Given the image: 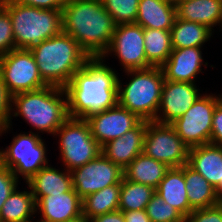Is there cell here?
<instances>
[{"instance_id": "6da1fadb", "label": "cell", "mask_w": 222, "mask_h": 222, "mask_svg": "<svg viewBox=\"0 0 222 222\" xmlns=\"http://www.w3.org/2000/svg\"><path fill=\"white\" fill-rule=\"evenodd\" d=\"M117 87V71L107 66L101 57H90L64 88L69 117L86 119L115 107Z\"/></svg>"}, {"instance_id": "7a4b0ae2", "label": "cell", "mask_w": 222, "mask_h": 222, "mask_svg": "<svg viewBox=\"0 0 222 222\" xmlns=\"http://www.w3.org/2000/svg\"><path fill=\"white\" fill-rule=\"evenodd\" d=\"M116 24L101 0H65L62 31L90 57H101L109 48Z\"/></svg>"}, {"instance_id": "3957f363", "label": "cell", "mask_w": 222, "mask_h": 222, "mask_svg": "<svg viewBox=\"0 0 222 222\" xmlns=\"http://www.w3.org/2000/svg\"><path fill=\"white\" fill-rule=\"evenodd\" d=\"M11 107L9 125L1 130L0 136L13 129L12 117L21 116L37 131V134L45 132L53 137L58 128L69 118L66 91L55 86L14 94Z\"/></svg>"}, {"instance_id": "277c9868", "label": "cell", "mask_w": 222, "mask_h": 222, "mask_svg": "<svg viewBox=\"0 0 222 222\" xmlns=\"http://www.w3.org/2000/svg\"><path fill=\"white\" fill-rule=\"evenodd\" d=\"M37 64L42 80L48 86L65 88L73 75L90 56L67 33L59 34L29 49Z\"/></svg>"}, {"instance_id": "5b68a950", "label": "cell", "mask_w": 222, "mask_h": 222, "mask_svg": "<svg viewBox=\"0 0 222 222\" xmlns=\"http://www.w3.org/2000/svg\"><path fill=\"white\" fill-rule=\"evenodd\" d=\"M129 83L118 76V105L135 113L141 120L155 121L161 102L164 73L161 67L124 71Z\"/></svg>"}, {"instance_id": "8992f818", "label": "cell", "mask_w": 222, "mask_h": 222, "mask_svg": "<svg viewBox=\"0 0 222 222\" xmlns=\"http://www.w3.org/2000/svg\"><path fill=\"white\" fill-rule=\"evenodd\" d=\"M12 20L15 49H30L62 31V10L20 5L2 0Z\"/></svg>"}, {"instance_id": "52a82bcc", "label": "cell", "mask_w": 222, "mask_h": 222, "mask_svg": "<svg viewBox=\"0 0 222 222\" xmlns=\"http://www.w3.org/2000/svg\"><path fill=\"white\" fill-rule=\"evenodd\" d=\"M12 140L7 148L0 149V164L9 168L18 180L21 176L28 182L49 163L45 140L33 131L21 132Z\"/></svg>"}, {"instance_id": "ba28073f", "label": "cell", "mask_w": 222, "mask_h": 222, "mask_svg": "<svg viewBox=\"0 0 222 222\" xmlns=\"http://www.w3.org/2000/svg\"><path fill=\"white\" fill-rule=\"evenodd\" d=\"M59 138L60 158L68 171L94 160L101 153V146L91 134L85 119L69 117L55 132Z\"/></svg>"}, {"instance_id": "9c48e42d", "label": "cell", "mask_w": 222, "mask_h": 222, "mask_svg": "<svg viewBox=\"0 0 222 222\" xmlns=\"http://www.w3.org/2000/svg\"><path fill=\"white\" fill-rule=\"evenodd\" d=\"M221 94L203 93L182 116L170 123L189 148L210 143L213 113Z\"/></svg>"}, {"instance_id": "30bf717a", "label": "cell", "mask_w": 222, "mask_h": 222, "mask_svg": "<svg viewBox=\"0 0 222 222\" xmlns=\"http://www.w3.org/2000/svg\"><path fill=\"white\" fill-rule=\"evenodd\" d=\"M0 75L12 96L48 86L42 80L35 58L29 49L16 48L1 56Z\"/></svg>"}, {"instance_id": "8fae6325", "label": "cell", "mask_w": 222, "mask_h": 222, "mask_svg": "<svg viewBox=\"0 0 222 222\" xmlns=\"http://www.w3.org/2000/svg\"><path fill=\"white\" fill-rule=\"evenodd\" d=\"M143 153L170 168L186 165L189 147L170 124L146 121Z\"/></svg>"}, {"instance_id": "7c38bea8", "label": "cell", "mask_w": 222, "mask_h": 222, "mask_svg": "<svg viewBox=\"0 0 222 222\" xmlns=\"http://www.w3.org/2000/svg\"><path fill=\"white\" fill-rule=\"evenodd\" d=\"M114 55L123 66V71L147 69L152 67L144 49V29L136 23L116 25L109 48L101 58Z\"/></svg>"}, {"instance_id": "4fadbf2b", "label": "cell", "mask_w": 222, "mask_h": 222, "mask_svg": "<svg viewBox=\"0 0 222 222\" xmlns=\"http://www.w3.org/2000/svg\"><path fill=\"white\" fill-rule=\"evenodd\" d=\"M72 187L83 199L105 187L121 183L123 170L111 162L102 152L83 166L70 171Z\"/></svg>"}, {"instance_id": "5bb4252c", "label": "cell", "mask_w": 222, "mask_h": 222, "mask_svg": "<svg viewBox=\"0 0 222 222\" xmlns=\"http://www.w3.org/2000/svg\"><path fill=\"white\" fill-rule=\"evenodd\" d=\"M94 139L102 147L107 142L123 136L134 129L142 120L133 112L116 105L85 119Z\"/></svg>"}, {"instance_id": "9a60e30c", "label": "cell", "mask_w": 222, "mask_h": 222, "mask_svg": "<svg viewBox=\"0 0 222 222\" xmlns=\"http://www.w3.org/2000/svg\"><path fill=\"white\" fill-rule=\"evenodd\" d=\"M199 90L196 83L165 80L155 122L170 124L182 116L202 95Z\"/></svg>"}, {"instance_id": "2e32d148", "label": "cell", "mask_w": 222, "mask_h": 222, "mask_svg": "<svg viewBox=\"0 0 222 222\" xmlns=\"http://www.w3.org/2000/svg\"><path fill=\"white\" fill-rule=\"evenodd\" d=\"M202 47L173 49L167 61L161 66L164 79L168 81L195 83L202 65L208 66L202 58ZM204 63V64H203Z\"/></svg>"}, {"instance_id": "e0dca14e", "label": "cell", "mask_w": 222, "mask_h": 222, "mask_svg": "<svg viewBox=\"0 0 222 222\" xmlns=\"http://www.w3.org/2000/svg\"><path fill=\"white\" fill-rule=\"evenodd\" d=\"M145 135L146 120H142L134 129L103 145L101 152L124 170L138 155L143 153Z\"/></svg>"}, {"instance_id": "ac0fdd59", "label": "cell", "mask_w": 222, "mask_h": 222, "mask_svg": "<svg viewBox=\"0 0 222 222\" xmlns=\"http://www.w3.org/2000/svg\"><path fill=\"white\" fill-rule=\"evenodd\" d=\"M38 222H64L82 216V198L72 188L68 192L42 197L36 203Z\"/></svg>"}, {"instance_id": "d6986e66", "label": "cell", "mask_w": 222, "mask_h": 222, "mask_svg": "<svg viewBox=\"0 0 222 222\" xmlns=\"http://www.w3.org/2000/svg\"><path fill=\"white\" fill-rule=\"evenodd\" d=\"M187 165L215 188L222 182V146L209 143L189 148Z\"/></svg>"}, {"instance_id": "ffe728a7", "label": "cell", "mask_w": 222, "mask_h": 222, "mask_svg": "<svg viewBox=\"0 0 222 222\" xmlns=\"http://www.w3.org/2000/svg\"><path fill=\"white\" fill-rule=\"evenodd\" d=\"M136 24L143 29L171 30L176 15V5L171 0H140Z\"/></svg>"}, {"instance_id": "44dd1931", "label": "cell", "mask_w": 222, "mask_h": 222, "mask_svg": "<svg viewBox=\"0 0 222 222\" xmlns=\"http://www.w3.org/2000/svg\"><path fill=\"white\" fill-rule=\"evenodd\" d=\"M26 184L36 203L42 197L68 192L73 188L70 171L56 169L50 164L39 170Z\"/></svg>"}, {"instance_id": "7402d4cb", "label": "cell", "mask_w": 222, "mask_h": 222, "mask_svg": "<svg viewBox=\"0 0 222 222\" xmlns=\"http://www.w3.org/2000/svg\"><path fill=\"white\" fill-rule=\"evenodd\" d=\"M177 18L200 23L213 32L222 24V0H186L176 4Z\"/></svg>"}, {"instance_id": "603a6c76", "label": "cell", "mask_w": 222, "mask_h": 222, "mask_svg": "<svg viewBox=\"0 0 222 222\" xmlns=\"http://www.w3.org/2000/svg\"><path fill=\"white\" fill-rule=\"evenodd\" d=\"M185 185L183 165L177 168H170L155 192L160 195L164 202L172 205L187 218L193 209L190 207Z\"/></svg>"}, {"instance_id": "cb8c5ba5", "label": "cell", "mask_w": 222, "mask_h": 222, "mask_svg": "<svg viewBox=\"0 0 222 222\" xmlns=\"http://www.w3.org/2000/svg\"><path fill=\"white\" fill-rule=\"evenodd\" d=\"M169 169L166 164L141 153L123 170V174L129 181L144 184L156 190Z\"/></svg>"}, {"instance_id": "d4e9b609", "label": "cell", "mask_w": 222, "mask_h": 222, "mask_svg": "<svg viewBox=\"0 0 222 222\" xmlns=\"http://www.w3.org/2000/svg\"><path fill=\"white\" fill-rule=\"evenodd\" d=\"M24 191L17 188L9 195L0 212V222H34L36 202L29 186Z\"/></svg>"}, {"instance_id": "484cf974", "label": "cell", "mask_w": 222, "mask_h": 222, "mask_svg": "<svg viewBox=\"0 0 222 222\" xmlns=\"http://www.w3.org/2000/svg\"><path fill=\"white\" fill-rule=\"evenodd\" d=\"M184 179L190 207L203 209L219 204L214 187L198 172L184 165Z\"/></svg>"}, {"instance_id": "4316f807", "label": "cell", "mask_w": 222, "mask_h": 222, "mask_svg": "<svg viewBox=\"0 0 222 222\" xmlns=\"http://www.w3.org/2000/svg\"><path fill=\"white\" fill-rule=\"evenodd\" d=\"M170 32L173 49L203 47L214 35V32L203 24L177 17Z\"/></svg>"}, {"instance_id": "83f0119b", "label": "cell", "mask_w": 222, "mask_h": 222, "mask_svg": "<svg viewBox=\"0 0 222 222\" xmlns=\"http://www.w3.org/2000/svg\"><path fill=\"white\" fill-rule=\"evenodd\" d=\"M121 183L91 193L82 199V216L94 218L118 210Z\"/></svg>"}, {"instance_id": "f1b7e54d", "label": "cell", "mask_w": 222, "mask_h": 222, "mask_svg": "<svg viewBox=\"0 0 222 222\" xmlns=\"http://www.w3.org/2000/svg\"><path fill=\"white\" fill-rule=\"evenodd\" d=\"M144 49L147 62L161 67L173 50L170 30L144 29Z\"/></svg>"}, {"instance_id": "f546056e", "label": "cell", "mask_w": 222, "mask_h": 222, "mask_svg": "<svg viewBox=\"0 0 222 222\" xmlns=\"http://www.w3.org/2000/svg\"><path fill=\"white\" fill-rule=\"evenodd\" d=\"M154 193V188L129 181L123 177L121 180L118 210L134 211L146 209Z\"/></svg>"}, {"instance_id": "4dcf8cb0", "label": "cell", "mask_w": 222, "mask_h": 222, "mask_svg": "<svg viewBox=\"0 0 222 222\" xmlns=\"http://www.w3.org/2000/svg\"><path fill=\"white\" fill-rule=\"evenodd\" d=\"M140 0H101L116 25L135 23Z\"/></svg>"}, {"instance_id": "1f68e13d", "label": "cell", "mask_w": 222, "mask_h": 222, "mask_svg": "<svg viewBox=\"0 0 222 222\" xmlns=\"http://www.w3.org/2000/svg\"><path fill=\"white\" fill-rule=\"evenodd\" d=\"M146 214L151 222H179L187 221V219L172 207V205L163 201L156 192L146 206Z\"/></svg>"}, {"instance_id": "d6a6232c", "label": "cell", "mask_w": 222, "mask_h": 222, "mask_svg": "<svg viewBox=\"0 0 222 222\" xmlns=\"http://www.w3.org/2000/svg\"><path fill=\"white\" fill-rule=\"evenodd\" d=\"M15 49L12 20L8 11L0 5V57Z\"/></svg>"}, {"instance_id": "836d02e7", "label": "cell", "mask_w": 222, "mask_h": 222, "mask_svg": "<svg viewBox=\"0 0 222 222\" xmlns=\"http://www.w3.org/2000/svg\"><path fill=\"white\" fill-rule=\"evenodd\" d=\"M19 180L13 172L0 164V212L9 195L18 188Z\"/></svg>"}, {"instance_id": "e575fe53", "label": "cell", "mask_w": 222, "mask_h": 222, "mask_svg": "<svg viewBox=\"0 0 222 222\" xmlns=\"http://www.w3.org/2000/svg\"><path fill=\"white\" fill-rule=\"evenodd\" d=\"M186 219L187 222H222V203L208 208L195 209Z\"/></svg>"}, {"instance_id": "d590c367", "label": "cell", "mask_w": 222, "mask_h": 222, "mask_svg": "<svg viewBox=\"0 0 222 222\" xmlns=\"http://www.w3.org/2000/svg\"><path fill=\"white\" fill-rule=\"evenodd\" d=\"M12 95L8 92L0 75V130L9 125Z\"/></svg>"}, {"instance_id": "8d00e7d4", "label": "cell", "mask_w": 222, "mask_h": 222, "mask_svg": "<svg viewBox=\"0 0 222 222\" xmlns=\"http://www.w3.org/2000/svg\"><path fill=\"white\" fill-rule=\"evenodd\" d=\"M210 143L222 146V99L217 103L213 113Z\"/></svg>"}, {"instance_id": "74e56055", "label": "cell", "mask_w": 222, "mask_h": 222, "mask_svg": "<svg viewBox=\"0 0 222 222\" xmlns=\"http://www.w3.org/2000/svg\"><path fill=\"white\" fill-rule=\"evenodd\" d=\"M20 5H27L42 9L62 10L65 0H10Z\"/></svg>"}, {"instance_id": "f35d334b", "label": "cell", "mask_w": 222, "mask_h": 222, "mask_svg": "<svg viewBox=\"0 0 222 222\" xmlns=\"http://www.w3.org/2000/svg\"><path fill=\"white\" fill-rule=\"evenodd\" d=\"M125 222H151L146 214V210L122 211Z\"/></svg>"}, {"instance_id": "ab89813d", "label": "cell", "mask_w": 222, "mask_h": 222, "mask_svg": "<svg viewBox=\"0 0 222 222\" xmlns=\"http://www.w3.org/2000/svg\"><path fill=\"white\" fill-rule=\"evenodd\" d=\"M96 222H125L123 212L116 210L93 218Z\"/></svg>"}, {"instance_id": "60d3db41", "label": "cell", "mask_w": 222, "mask_h": 222, "mask_svg": "<svg viewBox=\"0 0 222 222\" xmlns=\"http://www.w3.org/2000/svg\"><path fill=\"white\" fill-rule=\"evenodd\" d=\"M216 197L218 198L219 202L222 203V182H219L218 185L214 188Z\"/></svg>"}, {"instance_id": "b9f144b4", "label": "cell", "mask_w": 222, "mask_h": 222, "mask_svg": "<svg viewBox=\"0 0 222 222\" xmlns=\"http://www.w3.org/2000/svg\"><path fill=\"white\" fill-rule=\"evenodd\" d=\"M64 222H83V216L76 217V218H73L71 220H67V221H64Z\"/></svg>"}, {"instance_id": "7bdbcfd3", "label": "cell", "mask_w": 222, "mask_h": 222, "mask_svg": "<svg viewBox=\"0 0 222 222\" xmlns=\"http://www.w3.org/2000/svg\"><path fill=\"white\" fill-rule=\"evenodd\" d=\"M83 222H96L93 218H85L83 217Z\"/></svg>"}, {"instance_id": "ee69618b", "label": "cell", "mask_w": 222, "mask_h": 222, "mask_svg": "<svg viewBox=\"0 0 222 222\" xmlns=\"http://www.w3.org/2000/svg\"><path fill=\"white\" fill-rule=\"evenodd\" d=\"M171 1L174 3V5H176L177 3L183 2V1H186V0H171Z\"/></svg>"}]
</instances>
